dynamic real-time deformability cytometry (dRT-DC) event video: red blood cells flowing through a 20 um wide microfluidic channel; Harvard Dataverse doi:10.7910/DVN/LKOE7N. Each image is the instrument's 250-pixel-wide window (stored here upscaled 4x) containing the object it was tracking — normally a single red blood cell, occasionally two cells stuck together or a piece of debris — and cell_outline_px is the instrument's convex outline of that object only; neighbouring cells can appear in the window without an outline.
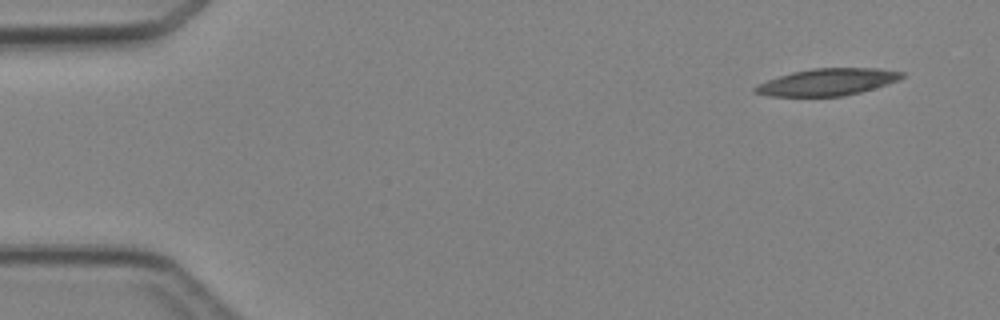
{"species": "Egyptian fruit bat (a non-hibernating species)", "species_latin": "Rousettus aegyptiacus", "temperature_condition": "cold", "stored_images_in_passage": 7, "camera_frame_rate_fps": 3000, "um_per_image_px": 0.085, "animal": {"sex": "female"}, "frame": {"image": 1, "passage_image": 1, "time_ms": 0.0, "image_size_px": [1000, 320], "cell_outline_px": [[904, 76], [900, 80], [888, 84], [860, 92], [844, 96], [768, 96], [752, 92], [752, 88], [756, 84], [792, 72], [812, 68], [880, 68], [904, 72]], "centroid_in_image_um": [70.33, 6.97], "position_along_channel_um": 14.7, "area_um2": 23.18}}
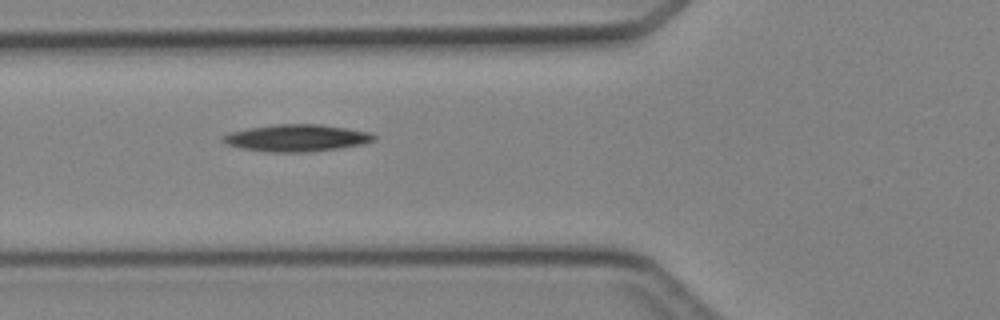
{"frame": {"image": 2, "passage_image": 5, "time_ms": 4.667, "image_size_px": [1000, 320], "cell_outline_px": [[376, 140], [364, 144], [340, 148], [308, 152], [268, 152], [240, 148], [228, 144], [220, 140], [220, 136], [228, 132], [248, 128], [276, 124], [320, 124], [348, 128], [372, 132], [376, 136]], "centroid_in_image_um": [25.22, 11.72], "position_along_channel_um": 100.6, "area_um2": 24.1}}
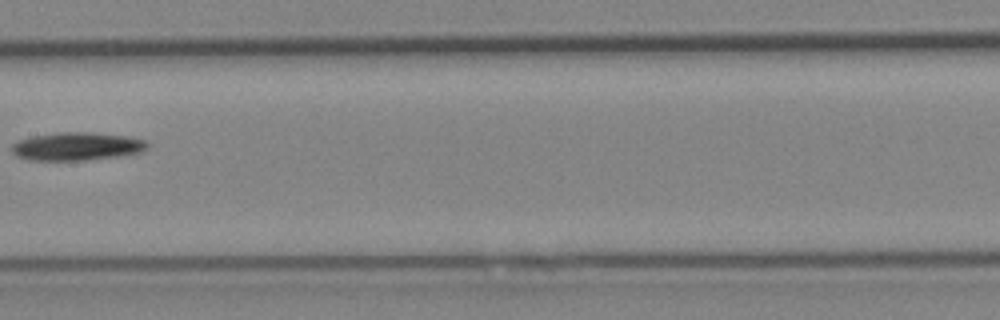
{"frame": {"image": 3, "passage_image": 7, "time_ms": 7.0, "image_size_px": [1000, 320], "cell_outline_px": [[148, 148], [140, 152], [120, 156], [88, 160], [28, 160], [16, 156], [12, 152], [12, 144], [20, 140], [32, 136], [56, 132], [92, 132], [128, 136], [144, 140], [148, 144]], "centroid_in_image_um": [6.53, 12.44], "position_along_channel_um": 200.9, "area_um2": 22.31}}